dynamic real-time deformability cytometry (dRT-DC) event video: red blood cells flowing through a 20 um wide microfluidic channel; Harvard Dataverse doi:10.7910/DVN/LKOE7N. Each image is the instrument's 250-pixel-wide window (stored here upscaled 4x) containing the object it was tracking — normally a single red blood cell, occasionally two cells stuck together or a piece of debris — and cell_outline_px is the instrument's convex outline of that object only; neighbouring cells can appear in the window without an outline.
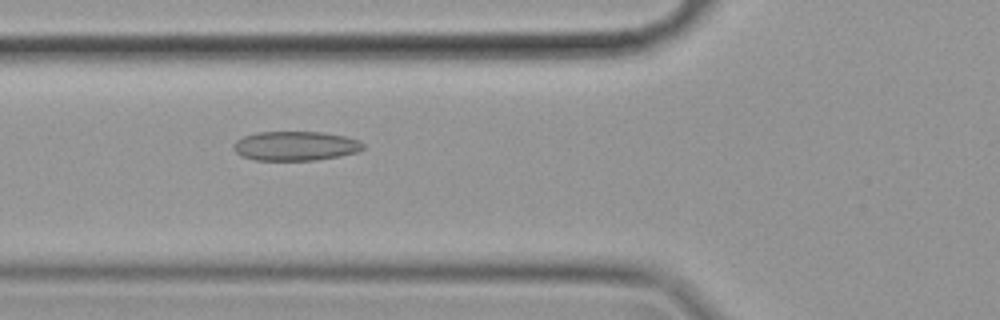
{"species": "common noctule bat (a hibernating species)", "species_latin": "Nyctalus noctula", "temperature_condition": "cold", "stored_images_in_passage": 46, "camera_frame_rate_fps": 3000, "um_per_image_px": 0.085, "animal": {"sex": "female", "body_mass_g": 19.9}, "frame": {"image": 1, "passage_image": 10, "time_ms": 3.0, "image_size_px": [1000, 320], "cell_outline_px": [[364, 148], [356, 152], [340, 156], [316, 160], [256, 160], [240, 156], [232, 148], [232, 144], [236, 140], [244, 136], [256, 132], [324, 132], [344, 136], [360, 140], [364, 144]], "centroid_in_image_um": [25.09, 12.4], "position_along_channel_um": 100.7, "area_um2": 22.31}}
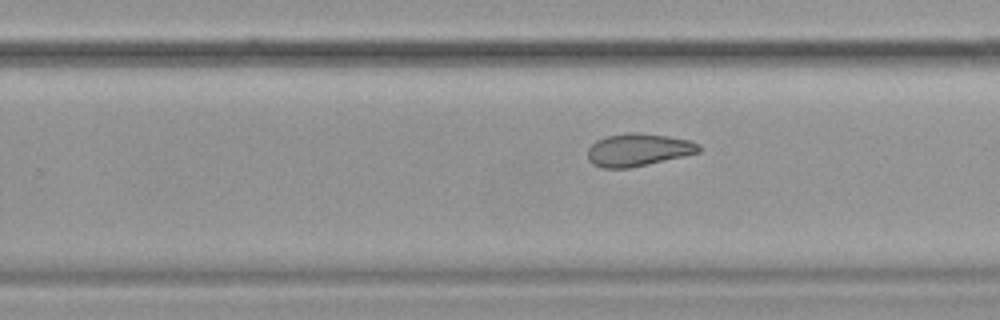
{"frame": {"image": 2, "passage_image": 25, "time_ms": 8.0, "image_size_px": [1000, 320], "cell_outline_px": [[700, 152], [684, 156], [648, 164], [628, 168], [600, 168], [592, 164], [588, 160], [588, 148], [596, 140], [604, 136], [628, 132], [640, 132], [668, 136], [692, 140], [700, 144]], "centroid_in_image_um": [54.24, 12.72], "position_along_channel_um": 275.6, "area_um2": 21.44}}
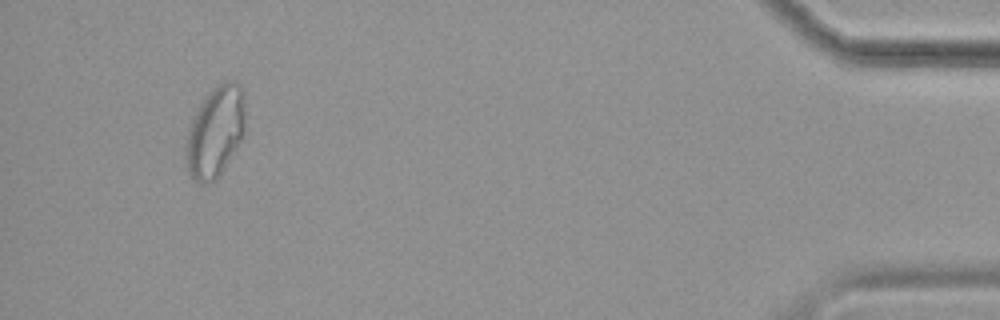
{"frame": {"image": 3, "passage_image": 43, "time_ms": 14.0, "image_size_px": [1000, 320], "cell_outline_px": [[244, 132], [240, 140], [220, 172], [212, 180], [204, 184], [200, 184], [188, 172], [184, 160], [184, 144], [188, 128], [196, 108], [204, 96], [212, 88], [224, 80], [236, 80], [240, 84], [244, 92]], "centroid_in_image_um": [18.25, 11.12], "position_along_channel_um": 416.9, "area_um2": 31.62}, "authors_computed_cell_mechanics": {"area_um2": 22.4842, "velocity_mm_per_s": 3.5055, "shape_relaxation_time_tau1_ms": null, "shape_relaxation_time_tau2_ms": 4.2096, "deformation_change_tau1": null, "deformation_change_tau2": 0.0941}}